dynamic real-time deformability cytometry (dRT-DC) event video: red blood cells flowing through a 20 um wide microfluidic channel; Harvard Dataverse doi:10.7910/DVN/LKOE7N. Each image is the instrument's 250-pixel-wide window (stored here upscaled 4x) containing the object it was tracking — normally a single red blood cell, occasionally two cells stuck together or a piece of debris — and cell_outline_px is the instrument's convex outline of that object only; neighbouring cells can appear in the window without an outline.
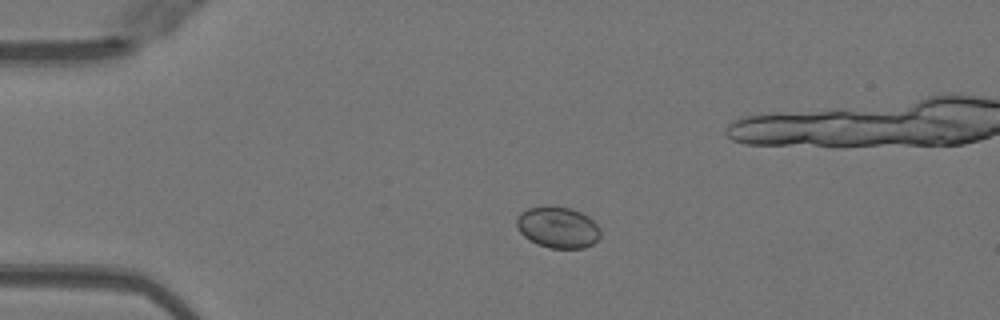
{"species": "Egyptian fruit bat (a non-hibernating species)", "species_latin": "Rousettus aegyptiacus", "temperature_condition": "warm", "stored_images_in_passage": 41, "camera_frame_rate_fps": 3000, "um_per_image_px": 0.085, "animal": {"sex": "female"}, "frame": {"image": 1, "passage_image": 1, "time_ms": 0.0, "image_size_px": [1000, 320], "cell_outline_px": [[600, 236], [592, 244], [584, 248], [548, 248], [536, 244], [528, 240], [520, 232], [516, 224], [516, 216], [520, 212], [528, 208], [544, 204], [548, 204], [572, 208], [588, 216], [600, 228]], "centroid_in_image_um": [47.37, 19.3], "position_along_channel_um": 37.6, "area_um2": 20.63}}
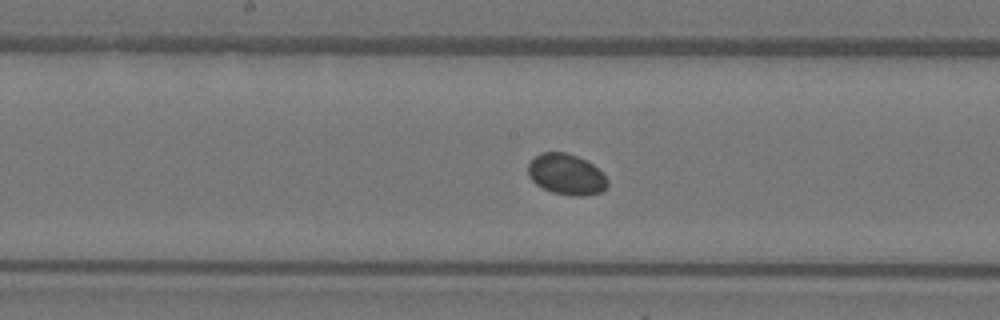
{"frame": {"image": 2, "passage_image": 16, "time_ms": 5.0, "image_size_px": [1000, 320], "cell_outline_px": [[608, 184], [600, 192], [584, 196], [572, 196], [552, 192], [536, 184], [528, 176], [528, 164], [540, 152], [564, 152], [588, 160], [608, 180]], "centroid_in_image_um": [48.12, 14.82], "position_along_channel_um": 200.1, "area_um2": 18.79}}
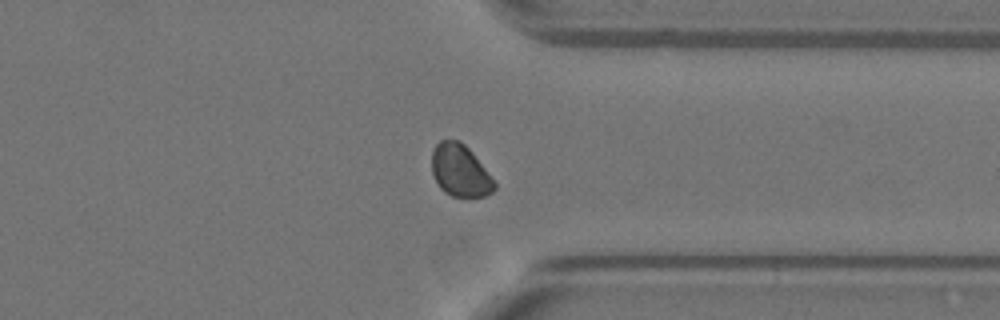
{"frame": {"image": 3, "passage_image": 29, "time_ms": 9.333, "image_size_px": [1000, 320], "cell_outline_px": [[496, 188], [492, 192], [484, 196], [452, 196], [444, 192], [440, 188], [432, 172], [432, 152], [436, 144], [440, 140], [460, 140], [472, 152], [496, 184]], "centroid_in_image_um": [39.09, 14.5], "position_along_channel_um": 372.3, "area_um2": 18.73}}